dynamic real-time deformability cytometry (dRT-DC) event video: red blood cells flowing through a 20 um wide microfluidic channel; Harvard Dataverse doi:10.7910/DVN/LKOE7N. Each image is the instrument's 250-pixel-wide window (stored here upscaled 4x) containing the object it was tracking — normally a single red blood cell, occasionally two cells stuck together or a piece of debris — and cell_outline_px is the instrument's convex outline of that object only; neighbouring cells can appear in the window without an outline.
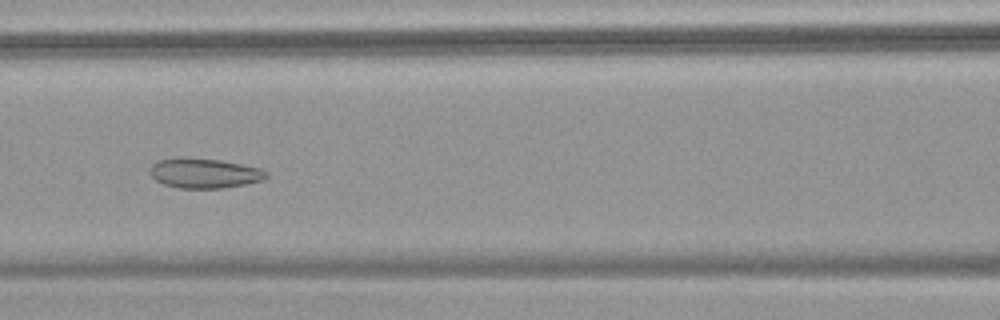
{"species": "common noctule bat (a hibernating species)", "species_latin": "Nyctalus noctula", "temperature_condition": "warm", "stored_images_in_passage": 55, "camera_frame_rate_fps": 3000, "um_per_image_px": 0.085, "animal": {"sex": "female", "body_mass_g": 18.4}, "frame": {"image": 1, "passage_image": 26, "time_ms": 8.333, "image_size_px": [1000, 320], "cell_outline_px": [[268, 176], [264, 180], [248, 184], [224, 188], [180, 188], [164, 184], [156, 180], [152, 176], [152, 164], [160, 160], [220, 160], [260, 168], [268, 172]], "centroid_in_image_um": [17.49, 14.77], "position_along_channel_um": 149.1, "area_um2": 19.42}}
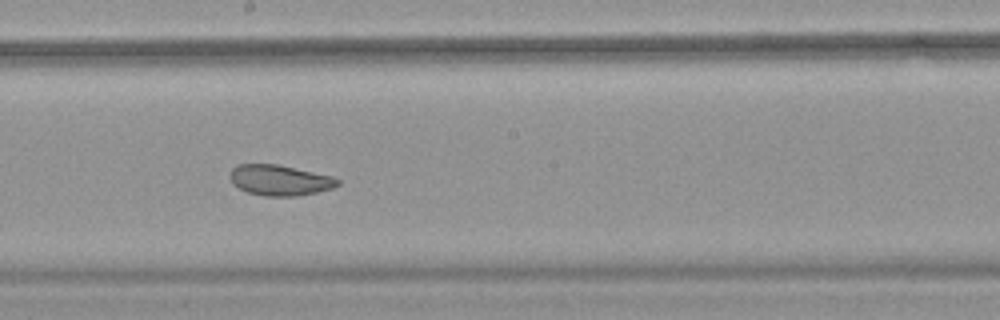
{"frame": {"image": 2, "passage_image": 32, "time_ms": 10.333, "image_size_px": [1000, 320], "cell_outline_px": [[340, 184], [332, 188], [316, 192], [296, 196], [264, 196], [248, 192], [232, 184], [232, 168], [236, 164], [276, 164], [332, 176], [340, 180]], "centroid_in_image_um": [23.79, 15.32], "position_along_channel_um": 224.4, "area_um2": 18.96}}
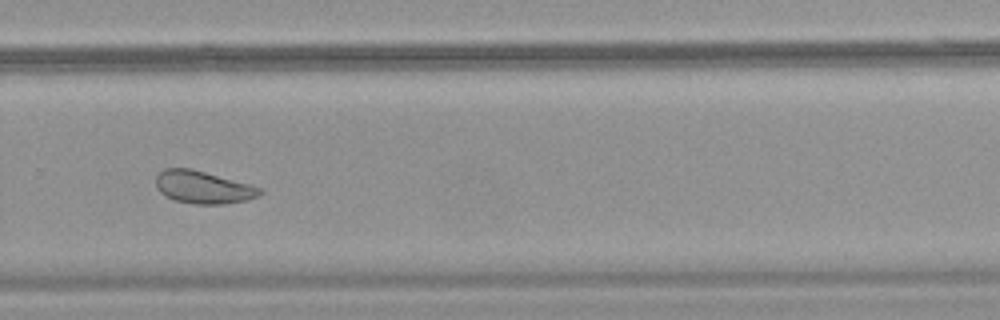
{"frame": {"image": 3, "passage_image": 39, "time_ms": 12.667, "image_size_px": [1000, 320], "cell_outline_px": [[264, 192], [248, 200], [224, 204], [192, 204], [172, 200], [164, 196], [156, 188], [156, 176], [164, 168], [192, 168], [252, 184], [264, 188]], "centroid_in_image_um": [17.28, 15.91], "position_along_channel_um": 312.5, "area_um2": 20.23}, "authors_computed_cell_mechanics": {"area_um2": 24.7384, "velocity_mm_per_s": 3.7776, "shape_relaxation_time_tau1_ms": null, "shape_relaxation_time_tau2_ms": 2.3409, "deformation_change_tau1": null, "deformation_change_tau2": 0.0694}}